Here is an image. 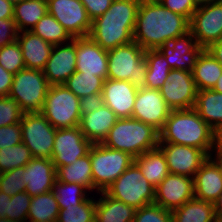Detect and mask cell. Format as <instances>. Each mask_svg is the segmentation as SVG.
<instances>
[{
    "mask_svg": "<svg viewBox=\"0 0 222 222\" xmlns=\"http://www.w3.org/2000/svg\"><path fill=\"white\" fill-rule=\"evenodd\" d=\"M189 20L166 9L160 1L141 0L133 32L135 41L144 50L158 49L189 31Z\"/></svg>",
    "mask_w": 222,
    "mask_h": 222,
    "instance_id": "6da1fadb",
    "label": "cell"
},
{
    "mask_svg": "<svg viewBox=\"0 0 222 222\" xmlns=\"http://www.w3.org/2000/svg\"><path fill=\"white\" fill-rule=\"evenodd\" d=\"M140 2L113 0L111 7L92 21L88 36L105 50L132 42Z\"/></svg>",
    "mask_w": 222,
    "mask_h": 222,
    "instance_id": "7a4b0ae2",
    "label": "cell"
},
{
    "mask_svg": "<svg viewBox=\"0 0 222 222\" xmlns=\"http://www.w3.org/2000/svg\"><path fill=\"white\" fill-rule=\"evenodd\" d=\"M159 143L192 146L212 156L213 129L194 108L171 110L159 132Z\"/></svg>",
    "mask_w": 222,
    "mask_h": 222,
    "instance_id": "3957f363",
    "label": "cell"
},
{
    "mask_svg": "<svg viewBox=\"0 0 222 222\" xmlns=\"http://www.w3.org/2000/svg\"><path fill=\"white\" fill-rule=\"evenodd\" d=\"M102 144L111 149L124 151L136 158L158 148L159 132L135 118H120L110 129Z\"/></svg>",
    "mask_w": 222,
    "mask_h": 222,
    "instance_id": "277c9868",
    "label": "cell"
},
{
    "mask_svg": "<svg viewBox=\"0 0 222 222\" xmlns=\"http://www.w3.org/2000/svg\"><path fill=\"white\" fill-rule=\"evenodd\" d=\"M107 55V79L129 81L137 89L146 88L145 50L135 41L107 50Z\"/></svg>",
    "mask_w": 222,
    "mask_h": 222,
    "instance_id": "5b68a950",
    "label": "cell"
},
{
    "mask_svg": "<svg viewBox=\"0 0 222 222\" xmlns=\"http://www.w3.org/2000/svg\"><path fill=\"white\" fill-rule=\"evenodd\" d=\"M130 154L111 149L102 143L90 148V161L95 190L104 192L125 170L134 163Z\"/></svg>",
    "mask_w": 222,
    "mask_h": 222,
    "instance_id": "8992f818",
    "label": "cell"
},
{
    "mask_svg": "<svg viewBox=\"0 0 222 222\" xmlns=\"http://www.w3.org/2000/svg\"><path fill=\"white\" fill-rule=\"evenodd\" d=\"M40 113L55 129L79 126L80 99L64 84L50 85Z\"/></svg>",
    "mask_w": 222,
    "mask_h": 222,
    "instance_id": "52a82bcc",
    "label": "cell"
},
{
    "mask_svg": "<svg viewBox=\"0 0 222 222\" xmlns=\"http://www.w3.org/2000/svg\"><path fill=\"white\" fill-rule=\"evenodd\" d=\"M108 196L139 209L155 200V187L133 163L105 191Z\"/></svg>",
    "mask_w": 222,
    "mask_h": 222,
    "instance_id": "ba28073f",
    "label": "cell"
},
{
    "mask_svg": "<svg viewBox=\"0 0 222 222\" xmlns=\"http://www.w3.org/2000/svg\"><path fill=\"white\" fill-rule=\"evenodd\" d=\"M49 87L43 70L25 68L14 74L9 96L24 113L41 112Z\"/></svg>",
    "mask_w": 222,
    "mask_h": 222,
    "instance_id": "9c48e42d",
    "label": "cell"
},
{
    "mask_svg": "<svg viewBox=\"0 0 222 222\" xmlns=\"http://www.w3.org/2000/svg\"><path fill=\"white\" fill-rule=\"evenodd\" d=\"M22 142L33 157L52 159L56 129L40 113H24L21 121Z\"/></svg>",
    "mask_w": 222,
    "mask_h": 222,
    "instance_id": "30bf717a",
    "label": "cell"
},
{
    "mask_svg": "<svg viewBox=\"0 0 222 222\" xmlns=\"http://www.w3.org/2000/svg\"><path fill=\"white\" fill-rule=\"evenodd\" d=\"M198 46L207 49L222 38V2L200 6L192 14L189 22Z\"/></svg>",
    "mask_w": 222,
    "mask_h": 222,
    "instance_id": "8fae6325",
    "label": "cell"
},
{
    "mask_svg": "<svg viewBox=\"0 0 222 222\" xmlns=\"http://www.w3.org/2000/svg\"><path fill=\"white\" fill-rule=\"evenodd\" d=\"M48 13L66 29L72 38L89 35L92 20L80 0H47Z\"/></svg>",
    "mask_w": 222,
    "mask_h": 222,
    "instance_id": "7c38bea8",
    "label": "cell"
},
{
    "mask_svg": "<svg viewBox=\"0 0 222 222\" xmlns=\"http://www.w3.org/2000/svg\"><path fill=\"white\" fill-rule=\"evenodd\" d=\"M160 92L171 110H180L194 108L198 89L191 71L171 69Z\"/></svg>",
    "mask_w": 222,
    "mask_h": 222,
    "instance_id": "4fadbf2b",
    "label": "cell"
},
{
    "mask_svg": "<svg viewBox=\"0 0 222 222\" xmlns=\"http://www.w3.org/2000/svg\"><path fill=\"white\" fill-rule=\"evenodd\" d=\"M92 145L78 126L56 129L52 152L55 168L70 165L88 155Z\"/></svg>",
    "mask_w": 222,
    "mask_h": 222,
    "instance_id": "5bb4252c",
    "label": "cell"
},
{
    "mask_svg": "<svg viewBox=\"0 0 222 222\" xmlns=\"http://www.w3.org/2000/svg\"><path fill=\"white\" fill-rule=\"evenodd\" d=\"M158 148L163 152L171 174L191 178L209 157L205 151L192 146L159 143Z\"/></svg>",
    "mask_w": 222,
    "mask_h": 222,
    "instance_id": "9a60e30c",
    "label": "cell"
},
{
    "mask_svg": "<svg viewBox=\"0 0 222 222\" xmlns=\"http://www.w3.org/2000/svg\"><path fill=\"white\" fill-rule=\"evenodd\" d=\"M170 112L171 108L165 102L160 90L138 89L132 118L142 121L160 132Z\"/></svg>",
    "mask_w": 222,
    "mask_h": 222,
    "instance_id": "2e32d148",
    "label": "cell"
},
{
    "mask_svg": "<svg viewBox=\"0 0 222 222\" xmlns=\"http://www.w3.org/2000/svg\"><path fill=\"white\" fill-rule=\"evenodd\" d=\"M194 197V178L169 173L155 188L154 203L173 211Z\"/></svg>",
    "mask_w": 222,
    "mask_h": 222,
    "instance_id": "e0dca14e",
    "label": "cell"
},
{
    "mask_svg": "<svg viewBox=\"0 0 222 222\" xmlns=\"http://www.w3.org/2000/svg\"><path fill=\"white\" fill-rule=\"evenodd\" d=\"M157 50L165 56L172 69L192 72L203 48L198 46L196 39L188 31L169 43L161 45Z\"/></svg>",
    "mask_w": 222,
    "mask_h": 222,
    "instance_id": "ac0fdd59",
    "label": "cell"
},
{
    "mask_svg": "<svg viewBox=\"0 0 222 222\" xmlns=\"http://www.w3.org/2000/svg\"><path fill=\"white\" fill-rule=\"evenodd\" d=\"M76 71V38L61 47L53 45L43 73L50 85L64 84Z\"/></svg>",
    "mask_w": 222,
    "mask_h": 222,
    "instance_id": "d6986e66",
    "label": "cell"
},
{
    "mask_svg": "<svg viewBox=\"0 0 222 222\" xmlns=\"http://www.w3.org/2000/svg\"><path fill=\"white\" fill-rule=\"evenodd\" d=\"M76 71L107 79V50L89 36L76 38Z\"/></svg>",
    "mask_w": 222,
    "mask_h": 222,
    "instance_id": "ffe728a7",
    "label": "cell"
},
{
    "mask_svg": "<svg viewBox=\"0 0 222 222\" xmlns=\"http://www.w3.org/2000/svg\"><path fill=\"white\" fill-rule=\"evenodd\" d=\"M138 89L129 81L105 79L102 88L104 104L120 118H130Z\"/></svg>",
    "mask_w": 222,
    "mask_h": 222,
    "instance_id": "44dd1931",
    "label": "cell"
},
{
    "mask_svg": "<svg viewBox=\"0 0 222 222\" xmlns=\"http://www.w3.org/2000/svg\"><path fill=\"white\" fill-rule=\"evenodd\" d=\"M23 178L26 185L25 192L31 196L52 191L57 180L56 168L52 159L33 157L25 165Z\"/></svg>",
    "mask_w": 222,
    "mask_h": 222,
    "instance_id": "7402d4cb",
    "label": "cell"
},
{
    "mask_svg": "<svg viewBox=\"0 0 222 222\" xmlns=\"http://www.w3.org/2000/svg\"><path fill=\"white\" fill-rule=\"evenodd\" d=\"M222 192V169L212 156L194 176L195 198L213 203Z\"/></svg>",
    "mask_w": 222,
    "mask_h": 222,
    "instance_id": "603a6c76",
    "label": "cell"
},
{
    "mask_svg": "<svg viewBox=\"0 0 222 222\" xmlns=\"http://www.w3.org/2000/svg\"><path fill=\"white\" fill-rule=\"evenodd\" d=\"M118 119L114 111L104 104L90 114H84L78 127L86 139L92 144H98L103 143Z\"/></svg>",
    "mask_w": 222,
    "mask_h": 222,
    "instance_id": "cb8c5ba5",
    "label": "cell"
},
{
    "mask_svg": "<svg viewBox=\"0 0 222 222\" xmlns=\"http://www.w3.org/2000/svg\"><path fill=\"white\" fill-rule=\"evenodd\" d=\"M17 42L22 51L25 68L43 70L50 57L53 45L35 35L32 31H20Z\"/></svg>",
    "mask_w": 222,
    "mask_h": 222,
    "instance_id": "d4e9b609",
    "label": "cell"
},
{
    "mask_svg": "<svg viewBox=\"0 0 222 222\" xmlns=\"http://www.w3.org/2000/svg\"><path fill=\"white\" fill-rule=\"evenodd\" d=\"M192 75L198 91L210 90L222 75V65L207 49H203L192 69Z\"/></svg>",
    "mask_w": 222,
    "mask_h": 222,
    "instance_id": "484cf974",
    "label": "cell"
},
{
    "mask_svg": "<svg viewBox=\"0 0 222 222\" xmlns=\"http://www.w3.org/2000/svg\"><path fill=\"white\" fill-rule=\"evenodd\" d=\"M96 202L95 219L98 222H133L136 209L101 192Z\"/></svg>",
    "mask_w": 222,
    "mask_h": 222,
    "instance_id": "4316f807",
    "label": "cell"
},
{
    "mask_svg": "<svg viewBox=\"0 0 222 222\" xmlns=\"http://www.w3.org/2000/svg\"><path fill=\"white\" fill-rule=\"evenodd\" d=\"M142 175L155 188L170 173L163 152L159 148L147 151L134 159Z\"/></svg>",
    "mask_w": 222,
    "mask_h": 222,
    "instance_id": "83f0119b",
    "label": "cell"
},
{
    "mask_svg": "<svg viewBox=\"0 0 222 222\" xmlns=\"http://www.w3.org/2000/svg\"><path fill=\"white\" fill-rule=\"evenodd\" d=\"M172 212V222H217L213 203L192 198Z\"/></svg>",
    "mask_w": 222,
    "mask_h": 222,
    "instance_id": "f1b7e54d",
    "label": "cell"
},
{
    "mask_svg": "<svg viewBox=\"0 0 222 222\" xmlns=\"http://www.w3.org/2000/svg\"><path fill=\"white\" fill-rule=\"evenodd\" d=\"M194 109L199 116L214 130L222 123V93L199 90Z\"/></svg>",
    "mask_w": 222,
    "mask_h": 222,
    "instance_id": "f546056e",
    "label": "cell"
},
{
    "mask_svg": "<svg viewBox=\"0 0 222 222\" xmlns=\"http://www.w3.org/2000/svg\"><path fill=\"white\" fill-rule=\"evenodd\" d=\"M91 168L89 151L88 155L78 158L74 163L63 167H57V181L63 183H77L92 191V189H95V186Z\"/></svg>",
    "mask_w": 222,
    "mask_h": 222,
    "instance_id": "4dcf8cb0",
    "label": "cell"
},
{
    "mask_svg": "<svg viewBox=\"0 0 222 222\" xmlns=\"http://www.w3.org/2000/svg\"><path fill=\"white\" fill-rule=\"evenodd\" d=\"M47 13V0H23L14 5L13 19L19 32L31 31Z\"/></svg>",
    "mask_w": 222,
    "mask_h": 222,
    "instance_id": "1f68e13d",
    "label": "cell"
},
{
    "mask_svg": "<svg viewBox=\"0 0 222 222\" xmlns=\"http://www.w3.org/2000/svg\"><path fill=\"white\" fill-rule=\"evenodd\" d=\"M145 59L147 62L146 88L160 90L172 68L165 56L157 49L145 50Z\"/></svg>",
    "mask_w": 222,
    "mask_h": 222,
    "instance_id": "d6a6232c",
    "label": "cell"
},
{
    "mask_svg": "<svg viewBox=\"0 0 222 222\" xmlns=\"http://www.w3.org/2000/svg\"><path fill=\"white\" fill-rule=\"evenodd\" d=\"M59 210L57 198L53 191L32 196L27 220L57 222Z\"/></svg>",
    "mask_w": 222,
    "mask_h": 222,
    "instance_id": "836d02e7",
    "label": "cell"
},
{
    "mask_svg": "<svg viewBox=\"0 0 222 222\" xmlns=\"http://www.w3.org/2000/svg\"><path fill=\"white\" fill-rule=\"evenodd\" d=\"M31 31L52 45H63L64 42L73 39L55 17L49 13L43 16Z\"/></svg>",
    "mask_w": 222,
    "mask_h": 222,
    "instance_id": "e575fe53",
    "label": "cell"
},
{
    "mask_svg": "<svg viewBox=\"0 0 222 222\" xmlns=\"http://www.w3.org/2000/svg\"><path fill=\"white\" fill-rule=\"evenodd\" d=\"M104 80L101 77L75 71L64 83L79 99L89 94L102 93Z\"/></svg>",
    "mask_w": 222,
    "mask_h": 222,
    "instance_id": "d590c367",
    "label": "cell"
},
{
    "mask_svg": "<svg viewBox=\"0 0 222 222\" xmlns=\"http://www.w3.org/2000/svg\"><path fill=\"white\" fill-rule=\"evenodd\" d=\"M86 190L80 184L63 183L56 180L52 191L57 198L59 208H67L80 205L88 199Z\"/></svg>",
    "mask_w": 222,
    "mask_h": 222,
    "instance_id": "8d00e7d4",
    "label": "cell"
},
{
    "mask_svg": "<svg viewBox=\"0 0 222 222\" xmlns=\"http://www.w3.org/2000/svg\"><path fill=\"white\" fill-rule=\"evenodd\" d=\"M33 158L30 149L23 143L0 149V173L28 164Z\"/></svg>",
    "mask_w": 222,
    "mask_h": 222,
    "instance_id": "74e56055",
    "label": "cell"
},
{
    "mask_svg": "<svg viewBox=\"0 0 222 222\" xmlns=\"http://www.w3.org/2000/svg\"><path fill=\"white\" fill-rule=\"evenodd\" d=\"M59 209L57 222H94L96 201L88 198L80 205Z\"/></svg>",
    "mask_w": 222,
    "mask_h": 222,
    "instance_id": "f35d334b",
    "label": "cell"
},
{
    "mask_svg": "<svg viewBox=\"0 0 222 222\" xmlns=\"http://www.w3.org/2000/svg\"><path fill=\"white\" fill-rule=\"evenodd\" d=\"M0 65L12 74L25 69L22 51L17 40L0 48Z\"/></svg>",
    "mask_w": 222,
    "mask_h": 222,
    "instance_id": "ab89813d",
    "label": "cell"
},
{
    "mask_svg": "<svg viewBox=\"0 0 222 222\" xmlns=\"http://www.w3.org/2000/svg\"><path fill=\"white\" fill-rule=\"evenodd\" d=\"M24 170L25 166H22L0 173V191L10 196L25 191L26 185L23 181Z\"/></svg>",
    "mask_w": 222,
    "mask_h": 222,
    "instance_id": "60d3db41",
    "label": "cell"
},
{
    "mask_svg": "<svg viewBox=\"0 0 222 222\" xmlns=\"http://www.w3.org/2000/svg\"><path fill=\"white\" fill-rule=\"evenodd\" d=\"M24 112L18 102L8 96H0V127L20 123Z\"/></svg>",
    "mask_w": 222,
    "mask_h": 222,
    "instance_id": "b9f144b4",
    "label": "cell"
},
{
    "mask_svg": "<svg viewBox=\"0 0 222 222\" xmlns=\"http://www.w3.org/2000/svg\"><path fill=\"white\" fill-rule=\"evenodd\" d=\"M32 196L23 191L9 200V222H26Z\"/></svg>",
    "mask_w": 222,
    "mask_h": 222,
    "instance_id": "7bdbcfd3",
    "label": "cell"
},
{
    "mask_svg": "<svg viewBox=\"0 0 222 222\" xmlns=\"http://www.w3.org/2000/svg\"><path fill=\"white\" fill-rule=\"evenodd\" d=\"M133 222H172V212L153 203L136 209Z\"/></svg>",
    "mask_w": 222,
    "mask_h": 222,
    "instance_id": "ee69618b",
    "label": "cell"
},
{
    "mask_svg": "<svg viewBox=\"0 0 222 222\" xmlns=\"http://www.w3.org/2000/svg\"><path fill=\"white\" fill-rule=\"evenodd\" d=\"M22 142L21 124H11L0 127V149L17 145Z\"/></svg>",
    "mask_w": 222,
    "mask_h": 222,
    "instance_id": "f6af8a7d",
    "label": "cell"
},
{
    "mask_svg": "<svg viewBox=\"0 0 222 222\" xmlns=\"http://www.w3.org/2000/svg\"><path fill=\"white\" fill-rule=\"evenodd\" d=\"M160 3L166 9L186 17L189 21L198 8L193 0H160Z\"/></svg>",
    "mask_w": 222,
    "mask_h": 222,
    "instance_id": "bcb514c9",
    "label": "cell"
},
{
    "mask_svg": "<svg viewBox=\"0 0 222 222\" xmlns=\"http://www.w3.org/2000/svg\"><path fill=\"white\" fill-rule=\"evenodd\" d=\"M18 33L19 31L13 18L0 19V48L16 41Z\"/></svg>",
    "mask_w": 222,
    "mask_h": 222,
    "instance_id": "7dc6e473",
    "label": "cell"
},
{
    "mask_svg": "<svg viewBox=\"0 0 222 222\" xmlns=\"http://www.w3.org/2000/svg\"><path fill=\"white\" fill-rule=\"evenodd\" d=\"M84 5L88 16L93 21L102 16L110 7L113 0H80Z\"/></svg>",
    "mask_w": 222,
    "mask_h": 222,
    "instance_id": "c3c4849f",
    "label": "cell"
},
{
    "mask_svg": "<svg viewBox=\"0 0 222 222\" xmlns=\"http://www.w3.org/2000/svg\"><path fill=\"white\" fill-rule=\"evenodd\" d=\"M104 105L102 93L89 94L80 99L81 117L84 114H90L92 111L101 108Z\"/></svg>",
    "mask_w": 222,
    "mask_h": 222,
    "instance_id": "681fc988",
    "label": "cell"
},
{
    "mask_svg": "<svg viewBox=\"0 0 222 222\" xmlns=\"http://www.w3.org/2000/svg\"><path fill=\"white\" fill-rule=\"evenodd\" d=\"M14 74L8 72L0 65V96H8L10 94Z\"/></svg>",
    "mask_w": 222,
    "mask_h": 222,
    "instance_id": "f907efd6",
    "label": "cell"
},
{
    "mask_svg": "<svg viewBox=\"0 0 222 222\" xmlns=\"http://www.w3.org/2000/svg\"><path fill=\"white\" fill-rule=\"evenodd\" d=\"M11 197L0 191V222H9V200Z\"/></svg>",
    "mask_w": 222,
    "mask_h": 222,
    "instance_id": "816d5d0a",
    "label": "cell"
},
{
    "mask_svg": "<svg viewBox=\"0 0 222 222\" xmlns=\"http://www.w3.org/2000/svg\"><path fill=\"white\" fill-rule=\"evenodd\" d=\"M14 6L8 0H0V19L13 18Z\"/></svg>",
    "mask_w": 222,
    "mask_h": 222,
    "instance_id": "f5cc1de1",
    "label": "cell"
},
{
    "mask_svg": "<svg viewBox=\"0 0 222 222\" xmlns=\"http://www.w3.org/2000/svg\"><path fill=\"white\" fill-rule=\"evenodd\" d=\"M213 150L222 151V123L213 130Z\"/></svg>",
    "mask_w": 222,
    "mask_h": 222,
    "instance_id": "db71d44e",
    "label": "cell"
},
{
    "mask_svg": "<svg viewBox=\"0 0 222 222\" xmlns=\"http://www.w3.org/2000/svg\"><path fill=\"white\" fill-rule=\"evenodd\" d=\"M207 50L217 59L222 65V38L211 44Z\"/></svg>",
    "mask_w": 222,
    "mask_h": 222,
    "instance_id": "11a10c76",
    "label": "cell"
},
{
    "mask_svg": "<svg viewBox=\"0 0 222 222\" xmlns=\"http://www.w3.org/2000/svg\"><path fill=\"white\" fill-rule=\"evenodd\" d=\"M215 210V217L217 222H222V192L219 194L217 199L213 202Z\"/></svg>",
    "mask_w": 222,
    "mask_h": 222,
    "instance_id": "9f6ffc18",
    "label": "cell"
},
{
    "mask_svg": "<svg viewBox=\"0 0 222 222\" xmlns=\"http://www.w3.org/2000/svg\"><path fill=\"white\" fill-rule=\"evenodd\" d=\"M197 7L208 5L211 3L222 2V0H193Z\"/></svg>",
    "mask_w": 222,
    "mask_h": 222,
    "instance_id": "6f0895ef",
    "label": "cell"
},
{
    "mask_svg": "<svg viewBox=\"0 0 222 222\" xmlns=\"http://www.w3.org/2000/svg\"><path fill=\"white\" fill-rule=\"evenodd\" d=\"M212 90L215 92L222 93V75L219 77Z\"/></svg>",
    "mask_w": 222,
    "mask_h": 222,
    "instance_id": "680465c9",
    "label": "cell"
},
{
    "mask_svg": "<svg viewBox=\"0 0 222 222\" xmlns=\"http://www.w3.org/2000/svg\"><path fill=\"white\" fill-rule=\"evenodd\" d=\"M217 153L215 154V156L217 158H214L216 160V162L219 164V166L222 169V151H216Z\"/></svg>",
    "mask_w": 222,
    "mask_h": 222,
    "instance_id": "91938a15",
    "label": "cell"
},
{
    "mask_svg": "<svg viewBox=\"0 0 222 222\" xmlns=\"http://www.w3.org/2000/svg\"><path fill=\"white\" fill-rule=\"evenodd\" d=\"M13 6L16 4H19L20 2H22L23 0H8Z\"/></svg>",
    "mask_w": 222,
    "mask_h": 222,
    "instance_id": "94428289",
    "label": "cell"
},
{
    "mask_svg": "<svg viewBox=\"0 0 222 222\" xmlns=\"http://www.w3.org/2000/svg\"><path fill=\"white\" fill-rule=\"evenodd\" d=\"M29 220H30V221H29ZM29 220H28V222H46V221H41V220H40V221L31 220V219H29Z\"/></svg>",
    "mask_w": 222,
    "mask_h": 222,
    "instance_id": "6125c7cd",
    "label": "cell"
}]
</instances>
